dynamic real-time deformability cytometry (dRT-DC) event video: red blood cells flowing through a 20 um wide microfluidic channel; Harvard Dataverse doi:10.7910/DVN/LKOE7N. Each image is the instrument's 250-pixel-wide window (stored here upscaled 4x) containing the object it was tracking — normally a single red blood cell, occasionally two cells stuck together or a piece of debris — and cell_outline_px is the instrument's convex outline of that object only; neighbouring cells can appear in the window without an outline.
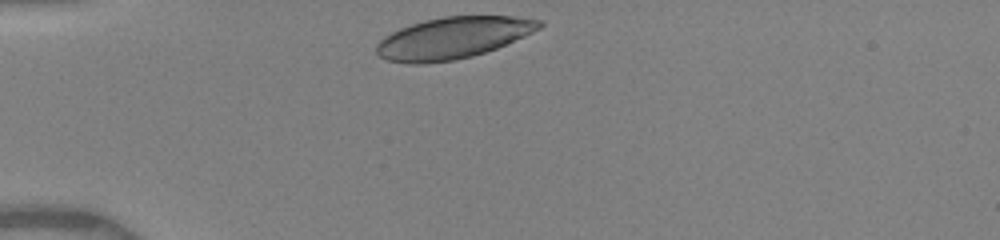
{"species": "human", "species_latin": "Homo sapiens", "temperature_condition": "warm", "stored_images_in_passage": 23, "camera_frame_rate_fps": 3000, "um_per_image_px": 0.085, "donor": {"sex": "female"}, "frame": {"image": 1, "passage_image": 1, "time_ms": 0.0, "image_size_px": [1000, 240], "cell_outline_px": [[544, 24], [540, 28], [532, 32], [496, 48], [472, 56], [452, 60], [424, 64], [408, 64], [388, 60], [380, 56], [376, 52], [376, 44], [384, 36], [400, 28], [424, 20], [444, 16], [516, 16], [540, 20]], "centroid_in_image_um": [38.47, 3.22], "position_along_channel_um": 46.5, "area_um2": 39.25}}
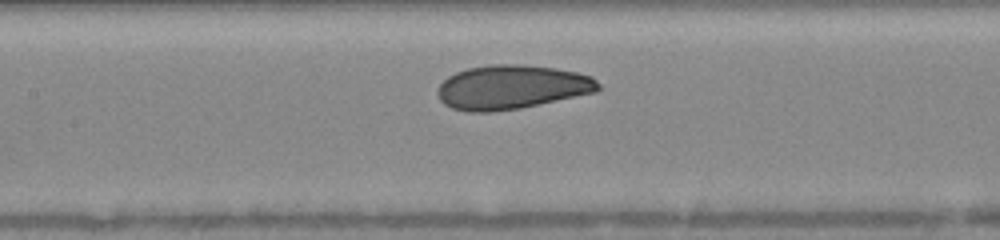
{"frame": {"image": 2, "passage_image": 11, "time_ms": 3.667, "image_size_px": [1000, 240], "cell_outline_px": [[600, 88], [596, 92], [520, 108], [492, 112], [468, 112], [452, 108], [444, 104], [440, 100], [436, 92], [440, 84], [448, 76], [456, 72], [468, 68], [492, 64], [524, 64], [556, 68], [576, 72], [592, 76], [600, 84]], "centroid_in_image_um": [43.48, 7.4], "position_along_channel_um": 163.9, "area_um2": 41.44}}
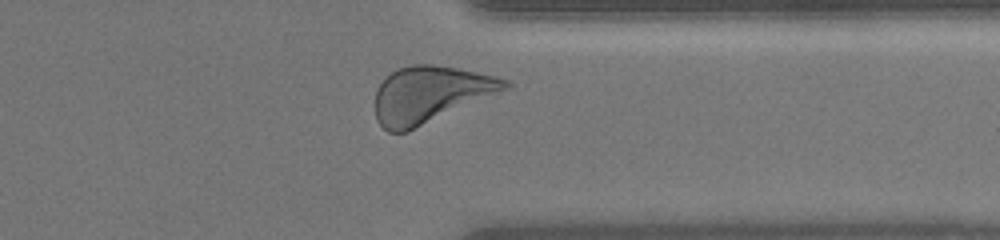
{"frame": {"image": 3, "passage_image": 21, "time_ms": 9.0, "image_size_px": [1000, 240], "cell_outline_px": [[512, 84], [508, 88], [496, 96], [408, 132], [388, 132], [376, 120], [376, 88], [396, 68], [412, 64], [432, 64], [456, 68], [476, 72], [508, 80]], "centroid_in_image_um": [36.61, 8.05], "position_along_channel_um": 374.8, "area_um2": 43.29}, "authors_computed_cell_mechanics": {"area_um2": 41.4426, "velocity_mm_per_s": 3.9742, "shape_relaxation_time_tau1_ms": 2.2507, "shape_relaxation_time_tau2_ms": 0.9352, "deformation_change_tau1": 0.1326, "deformation_change_tau2": 0.0665}}